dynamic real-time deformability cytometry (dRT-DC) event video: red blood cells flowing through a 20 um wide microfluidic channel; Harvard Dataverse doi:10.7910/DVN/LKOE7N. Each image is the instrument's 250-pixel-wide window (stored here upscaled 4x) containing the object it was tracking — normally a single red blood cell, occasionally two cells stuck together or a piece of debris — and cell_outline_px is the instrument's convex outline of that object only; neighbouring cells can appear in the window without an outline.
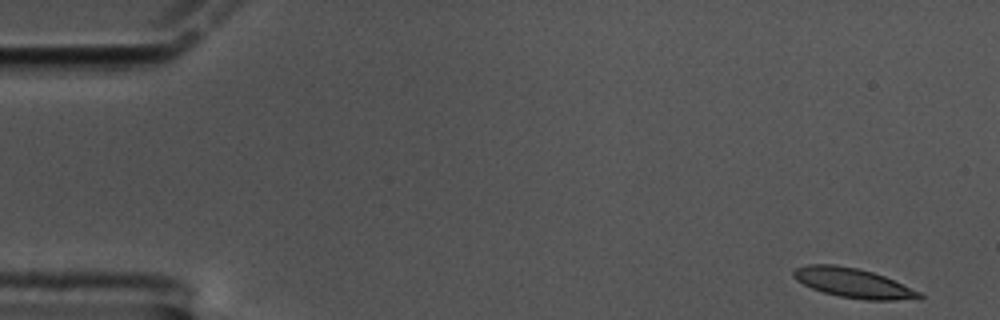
{"species": "common noctule bat (a hibernating species)", "species_latin": "Nyctalus noctula", "temperature_condition": "cold", "stored_images_in_passage": 58, "camera_frame_rate_fps": 3000, "um_per_image_px": 0.085, "animal": {"sex": "male", "body_mass_g": 17.5, "forearm_length_mm": 52.3}, "frame": {"image": 1, "passage_image": 1, "time_ms": 0.0, "image_size_px": [1000, 320], "cell_outline_px": [[924, 296], [920, 300], [864, 300], [840, 296], [824, 292], [812, 288], [796, 280], [792, 276], [792, 272], [796, 268], [808, 264], [836, 264], [856, 268], [872, 272], [884, 276], [920, 292]], "centroid_in_image_um": [72.54, 24.06], "position_along_channel_um": 12.5, "area_um2": 21.62}}
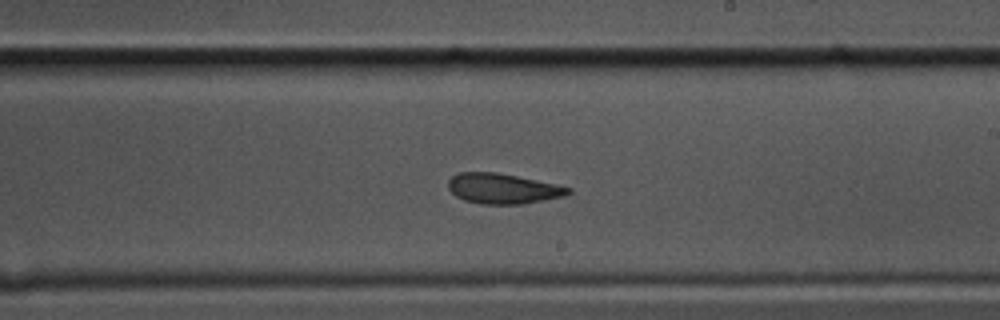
{"frame": {"image": 2, "passage_image": 33, "time_ms": 10.667, "image_size_px": [1000, 320], "cell_outline_px": [[572, 192], [564, 196], [524, 204], [480, 204], [464, 200], [456, 196], [448, 188], [448, 180], [452, 176], [460, 172], [496, 172], [556, 184], [572, 188]], "centroid_in_image_um": [42.74, 16.03], "position_along_channel_um": 246.3, "area_um2": 21.15}}
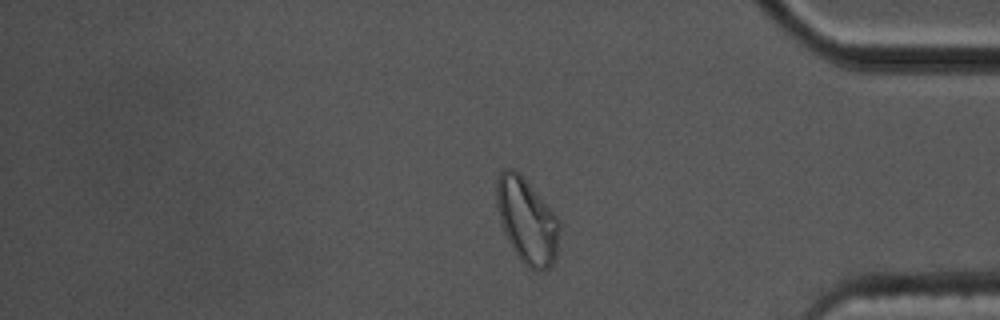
{"frame": {"image": 3, "passage_image": 48, "time_ms": 15.667, "image_size_px": [1000, 320], "cell_outline_px": [[560, 228], [556, 256], [552, 264], [544, 272], [536, 272], [528, 268], [520, 260], [512, 248], [504, 232], [500, 220], [496, 204], [496, 180], [500, 168], [512, 168], [520, 172], [560, 220]], "centroid_in_image_um": [44.78, 18.76], "position_along_channel_um": 390.4, "area_um2": 31.73}, "authors_computed_cell_mechanics": {"area_um2": 22.0218, "velocity_mm_per_s": 3.3189, "shape_relaxation_time_tau1_ms": 8.3519, "shape_relaxation_time_tau2_ms": 1.0069, "deformation_change_tau1": 0.2087, "deformation_change_tau2": 0.0754}}